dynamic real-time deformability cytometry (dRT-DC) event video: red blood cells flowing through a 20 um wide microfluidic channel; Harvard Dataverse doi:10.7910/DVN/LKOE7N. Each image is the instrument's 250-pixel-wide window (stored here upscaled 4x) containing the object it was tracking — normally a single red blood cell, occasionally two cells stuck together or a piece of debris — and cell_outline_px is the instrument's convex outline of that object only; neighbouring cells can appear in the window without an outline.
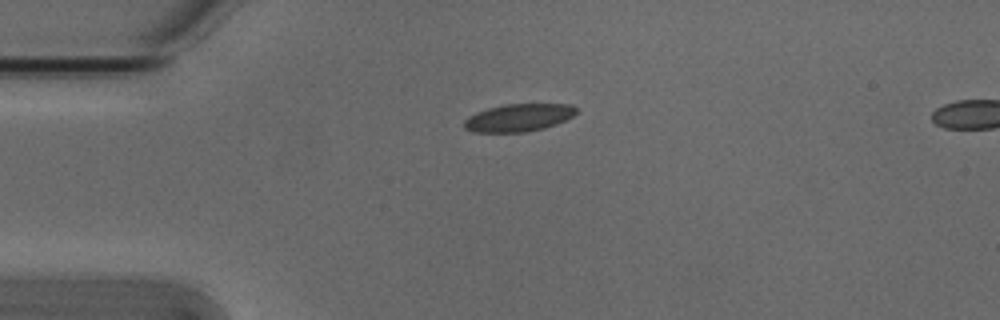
{"species": "Egyptian fruit bat (a non-hibernating species)", "species_latin": "Rousettus aegyptiacus", "temperature_condition": "cold", "stored_images_in_passage": 2, "segment_of_instrument_passage": [1, 2], "camera_frame_rate_fps": 3000, "um_per_image_px": 0.085, "animal": {"sex": "male"}, "frame": {"image": 1, "passage_image": 1, "time_ms": 0.0, "image_size_px": [1000, 320], "cell_outline_px": [[580, 112], [556, 124], [544, 128], [524, 132], [472, 132], [464, 128], [464, 120], [468, 116], [476, 112], [488, 108], [504, 104], [572, 104]], "centroid_in_image_um": [44.08, 9.99], "position_along_channel_um": 40.9, "area_um2": 18.15}}